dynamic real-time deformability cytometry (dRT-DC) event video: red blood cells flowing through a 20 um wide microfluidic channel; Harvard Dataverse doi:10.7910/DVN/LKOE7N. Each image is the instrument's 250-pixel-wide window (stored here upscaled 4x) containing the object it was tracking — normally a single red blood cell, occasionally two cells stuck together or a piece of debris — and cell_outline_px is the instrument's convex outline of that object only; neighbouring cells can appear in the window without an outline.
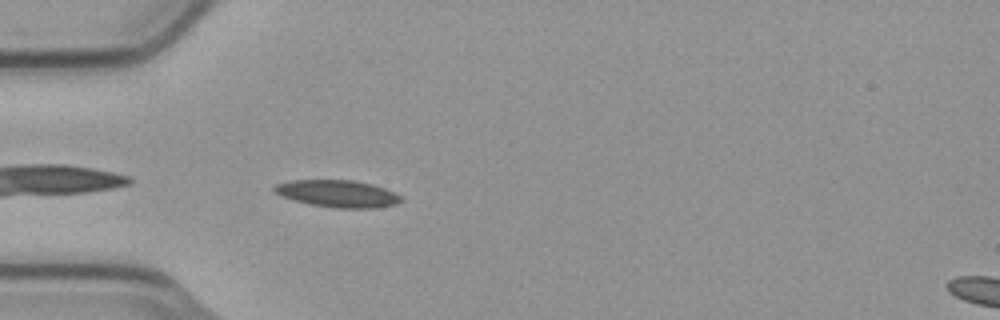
{"species": "common noctule bat (a hibernating species)", "species_latin": "Nyctalus noctula", "temperature_condition": "cold", "stored_images_in_passage": 35, "camera_frame_rate_fps": 3000, "um_per_image_px": 0.085, "animal": {"sex": "male", "body_mass_g": 23.1, "forearm_length_mm": 52.7}, "frame": {"image": 1, "passage_image": 2, "time_ms": 0.333, "image_size_px": [1000, 320], "cell_outline_px": [[404, 200], [396, 204], [376, 208], [332, 208], [312, 204], [280, 196], [272, 188], [276, 184], [292, 180], [356, 180], [372, 184], [384, 188], [400, 196]], "centroid_in_image_um": [28.71, 16.46], "position_along_channel_um": 56.3, "area_um2": 19.94}}
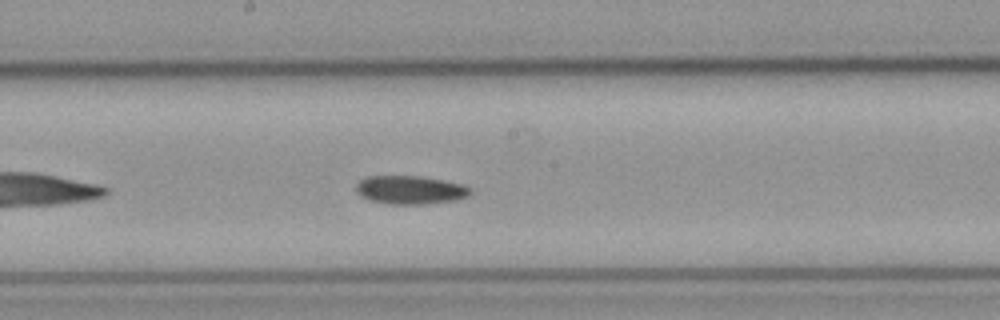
{"frame": {"image": 2, "passage_image": 15, "time_ms": 4.667, "image_size_px": [1000, 320], "cell_outline_px": [[472, 192], [468, 196], [456, 200], [428, 204], [388, 204], [368, 200], [360, 196], [356, 192], [356, 184], [360, 180], [368, 176], [420, 176], [464, 184], [472, 188]], "centroid_in_image_um": [34.88, 16.15], "position_along_channel_um": 213.3, "area_um2": 19.19}}
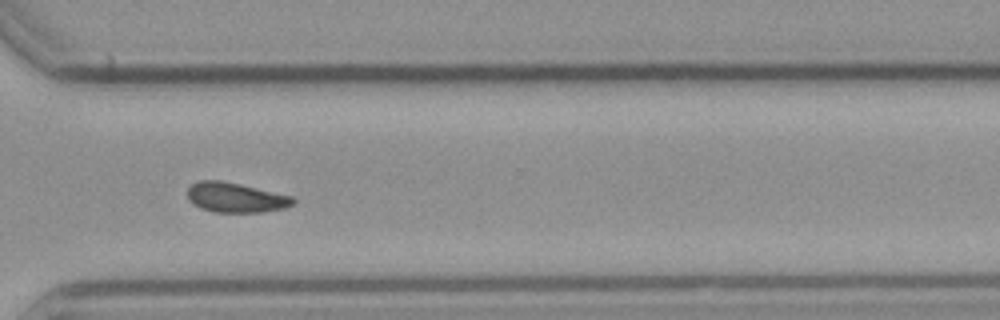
{"frame": {"image": 3, "passage_image": 26, "time_ms": 8.333, "image_size_px": [1000, 320], "cell_outline_px": [[296, 200], [292, 204], [284, 208], [260, 212], [216, 212], [200, 208], [192, 204], [188, 200], [188, 188], [192, 184], [200, 180], [220, 180], [240, 184], [292, 196]], "centroid_in_image_um": [20.0, 16.79], "position_along_channel_um": 350.6, "area_um2": 18.26}, "authors_computed_cell_mechanics": {"area_um2": 18.6116, "velocity_mm_per_s": 3.7563, "shape_relaxation_time_tau1_ms": null, "shape_relaxation_time_tau2_ms": 4.1446, "deformation_change_tau1": null, "deformation_change_tau2": 0.0948}}